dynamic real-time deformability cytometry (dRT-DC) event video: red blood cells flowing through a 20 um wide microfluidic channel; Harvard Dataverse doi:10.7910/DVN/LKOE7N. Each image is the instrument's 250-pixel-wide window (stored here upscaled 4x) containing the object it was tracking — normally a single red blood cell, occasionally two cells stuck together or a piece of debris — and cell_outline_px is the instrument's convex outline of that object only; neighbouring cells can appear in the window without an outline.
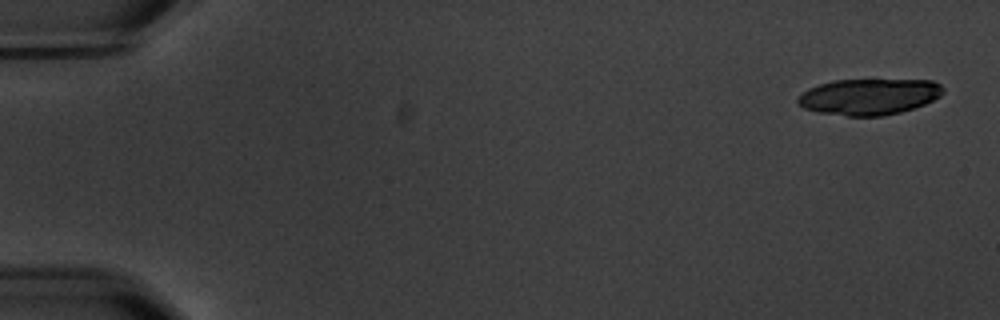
{"species": "common noctule bat (a hibernating species)", "species_latin": "Nyctalus noctula", "temperature_condition": "warm", "stored_images_in_passage": 8, "camera_frame_rate_fps": 3000, "um_per_image_px": 0.085, "animal": {"sex": "male", "body_mass_g": 20.1, "forearm_length_mm": 53.5}, "frame": {"image": 1, "passage_image": 1, "time_ms": 0.0, "image_size_px": [1000, 320], "cell_outline_px": [[944, 92], [940, 96], [924, 104], [900, 112], [884, 116], [848, 116], [820, 112], [804, 108], [796, 100], [808, 88], [832, 80], [932, 80], [940, 84], [944, 88]], "centroid_in_image_um": [73.89, 8.21], "position_along_channel_um": 11.1, "area_um2": 30.4}}
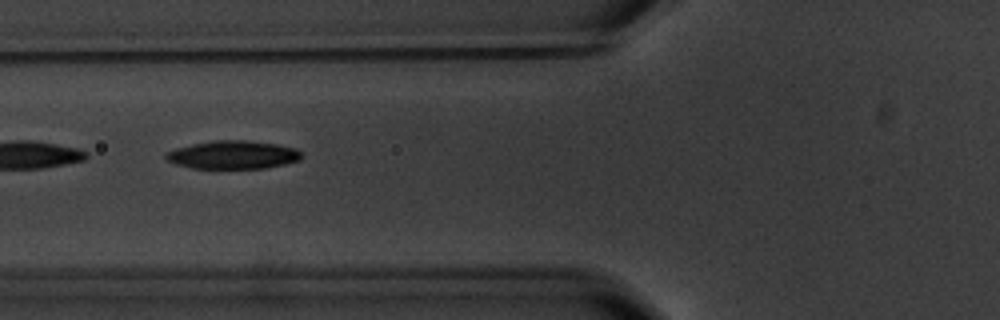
{"frame": {"image": 2, "passage_image": 6, "time_ms": 7.0, "image_size_px": [1000, 320], "cell_outline_px": [[304, 156], [300, 160], [284, 164], [264, 168], [192, 168], [176, 164], [168, 160], [164, 156], [164, 152], [176, 148], [192, 144], [216, 140], [244, 140], [276, 144], [296, 148]], "centroid_in_image_um": [19.8, 13.16], "position_along_channel_um": 106.0, "area_um2": 22.25}}
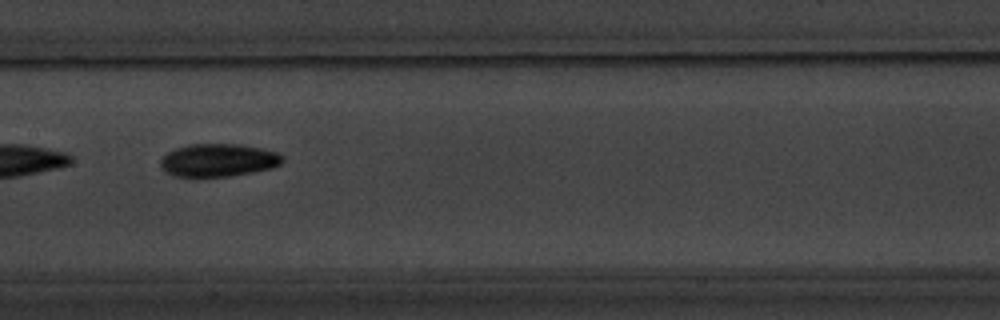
{"frame": {"image": 3, "passage_image": 8, "time_ms": 9.333, "image_size_px": [1000, 320], "cell_outline_px": [[284, 160], [280, 164], [272, 168], [252, 172], [228, 176], [172, 176], [164, 172], [160, 168], [160, 160], [168, 152], [176, 148], [188, 144], [240, 144], [260, 148], [276, 152], [284, 156]], "centroid_in_image_um": [18.54, 13.61], "position_along_channel_um": 188.9, "area_um2": 23.41}}